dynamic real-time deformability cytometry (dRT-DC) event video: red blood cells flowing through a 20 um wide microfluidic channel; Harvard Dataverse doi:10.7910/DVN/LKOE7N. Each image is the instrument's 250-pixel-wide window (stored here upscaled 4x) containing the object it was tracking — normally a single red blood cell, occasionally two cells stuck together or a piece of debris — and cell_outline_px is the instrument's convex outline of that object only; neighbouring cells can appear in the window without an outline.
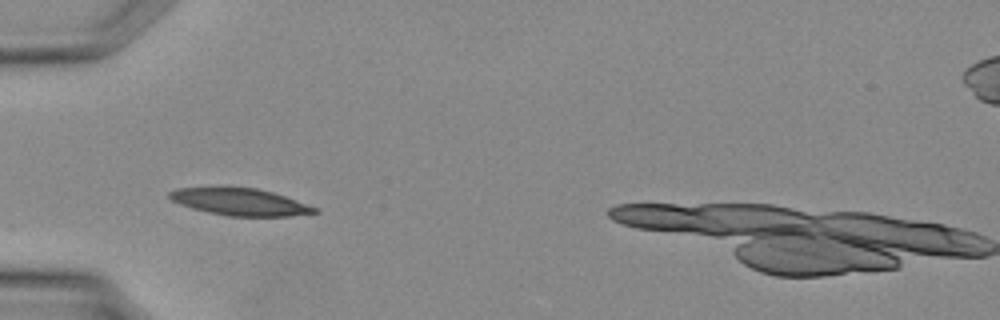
{"species": "Egyptian fruit bat (a non-hibernating species)", "species_latin": "Rousettus aegyptiacus", "temperature_condition": "warm", "stored_images_in_passage": 26, "camera_frame_rate_fps": 3000, "um_per_image_px": 0.085, "animal": {"sex": "female"}, "frame": {"image": 1, "passage_image": 1, "time_ms": 0.0, "image_size_px": [1000, 320], "cell_outline_px": [[320, 212], [288, 216], [228, 216], [208, 212], [192, 208], [180, 204], [172, 200], [168, 196], [168, 192], [176, 188], [216, 184], [256, 188], [272, 192], [296, 200], [316, 208]], "centroid_in_image_um": [20.29, 17.11], "position_along_channel_um": 64.7, "area_um2": 23.58}}
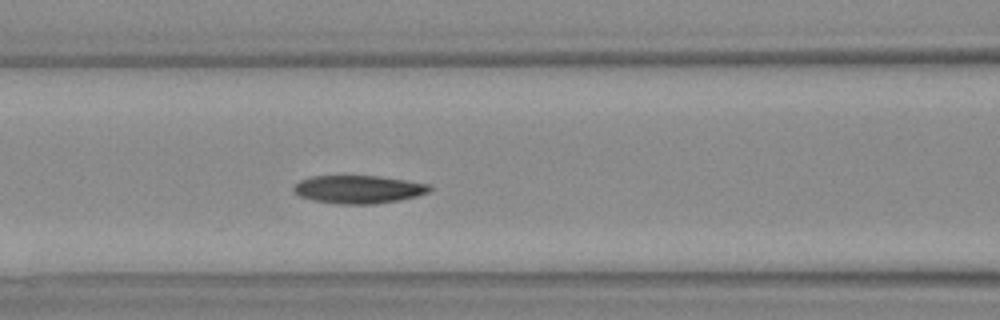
{"frame": {"image": 2, "passage_image": 5, "time_ms": 1.333, "image_size_px": [1000, 320], "cell_outline_px": [[432, 188], [428, 192], [416, 196], [400, 200], [376, 204], [336, 204], [312, 200], [300, 196], [292, 192], [292, 184], [300, 180], [312, 176], [380, 176], [432, 184]], "centroid_in_image_um": [30.44, 16.09], "position_along_channel_um": 136.2, "area_um2": 22.54}}